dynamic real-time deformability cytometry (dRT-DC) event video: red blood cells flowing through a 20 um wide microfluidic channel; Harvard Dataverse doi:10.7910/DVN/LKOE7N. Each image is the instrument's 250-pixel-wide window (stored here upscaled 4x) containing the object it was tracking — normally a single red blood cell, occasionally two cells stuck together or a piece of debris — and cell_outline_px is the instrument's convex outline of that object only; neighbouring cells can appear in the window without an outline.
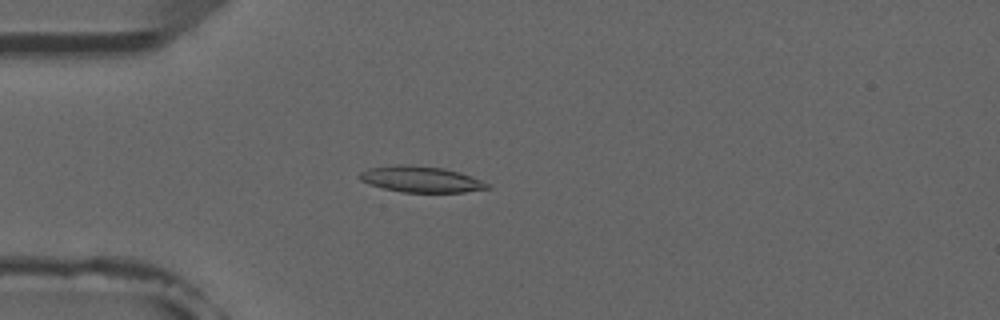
{"species": "common noctule bat (a hibernating species)", "species_latin": "Nyctalus noctula", "temperature_condition": "room temperature", "stored_images_in_passage": 4, "camera_frame_rate_fps": 3000, "um_per_image_px": 0.085, "animal": {"sex": "male", "forearm_length_mm": 52.5}, "frame": {"image": 1, "passage_image": 4, "time_ms": 3.667, "image_size_px": [1000, 320], "cell_outline_px": [[492, 188], [464, 192], [404, 192], [380, 188], [368, 184], [360, 180], [360, 172], [368, 168], [400, 164], [404, 164], [444, 168], [460, 172], [472, 176], [488, 184]], "centroid_in_image_um": [35.77, 15.24], "position_along_channel_um": 49.2, "area_um2": 19.42}}